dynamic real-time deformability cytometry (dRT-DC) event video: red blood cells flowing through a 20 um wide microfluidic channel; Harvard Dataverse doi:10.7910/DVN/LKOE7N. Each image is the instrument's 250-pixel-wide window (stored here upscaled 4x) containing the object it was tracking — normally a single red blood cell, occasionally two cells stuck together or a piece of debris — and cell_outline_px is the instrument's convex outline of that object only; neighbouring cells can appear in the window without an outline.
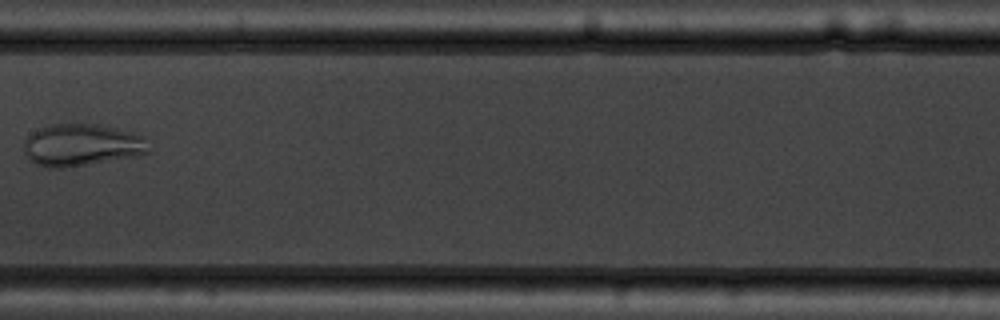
{"species": "common noctule bat (a hibernating species)", "species_latin": "Nyctalus noctula", "temperature_condition": "warm", "stored_images_in_passage": 8, "camera_frame_rate_fps": 3000, "um_per_image_px": 0.085, "animal": {"sex": "male", "body_mass_g": 19.5, "forearm_length_mm": 54.6}, "frame": {"image": 1, "passage_image": 7, "time_ms": 7.667, "image_size_px": [1000, 320], "cell_outline_px": [[148, 152], [140, 156], [68, 168], [52, 168], [36, 164], [24, 152], [24, 140], [32, 132], [40, 128], [52, 124], [96, 124], [132, 132], [144, 136]], "centroid_in_image_um": [6.95, 12.34], "position_along_channel_um": 200.5, "area_um2": 30.69}}